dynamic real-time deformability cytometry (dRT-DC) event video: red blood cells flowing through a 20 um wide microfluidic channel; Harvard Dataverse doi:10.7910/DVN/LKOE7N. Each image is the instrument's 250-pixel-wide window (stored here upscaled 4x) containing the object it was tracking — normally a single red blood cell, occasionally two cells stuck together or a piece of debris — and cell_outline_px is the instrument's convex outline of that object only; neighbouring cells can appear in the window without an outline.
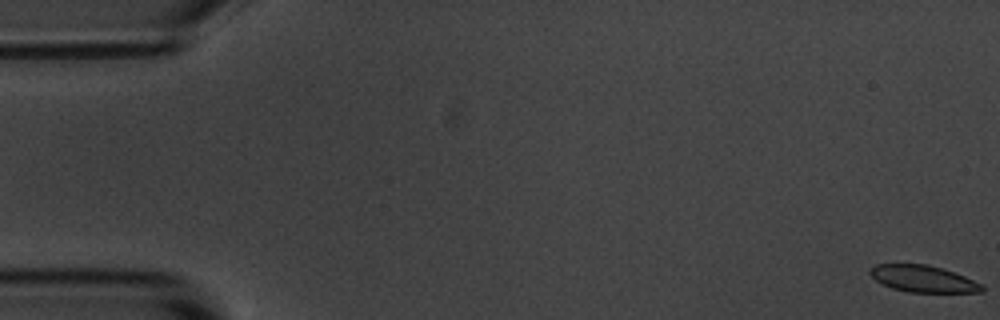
{"species": "common noctule bat (a hibernating species)", "species_latin": "Nyctalus noctula", "temperature_condition": "room temperature", "stored_images_in_passage": 57, "camera_frame_rate_fps": 3000, "um_per_image_px": 0.085, "animal": {"sex": "male", "body_mass_g": 20.1, "forearm_length_mm": 53.5}, "frame": {"image": 1, "passage_image": 1, "time_ms": 0.0, "image_size_px": [1000, 320], "cell_outline_px": [[984, 292], [908, 292], [892, 288], [876, 280], [868, 272], [868, 268], [876, 264], [928, 264], [964, 276], [984, 284]], "centroid_in_image_um": [78.47, 23.69], "position_along_channel_um": 6.5, "area_um2": 17.4}}
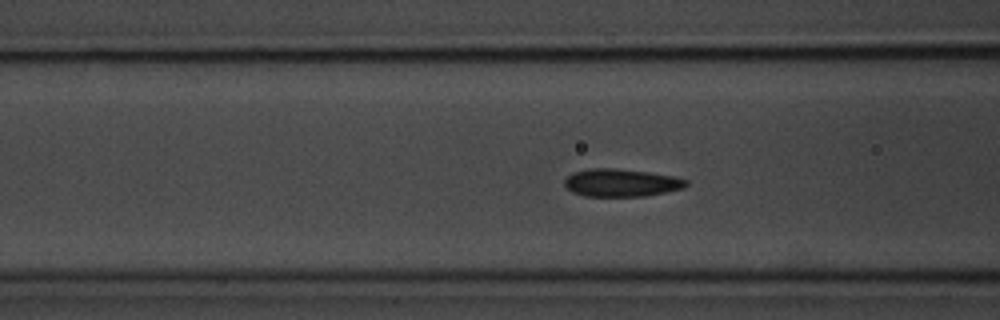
{"frame": {"image": 2, "passage_image": 22, "time_ms": 7.0, "image_size_px": [1000, 320], "cell_outline_px": [[688, 184], [684, 188], [644, 196], [584, 196], [572, 192], [564, 184], [564, 180], [572, 172], [588, 168], [612, 168], [648, 172], [672, 176], [688, 180]], "centroid_in_image_um": [52.78, 15.53], "position_along_channel_um": 113.8, "area_um2": 19.59}}
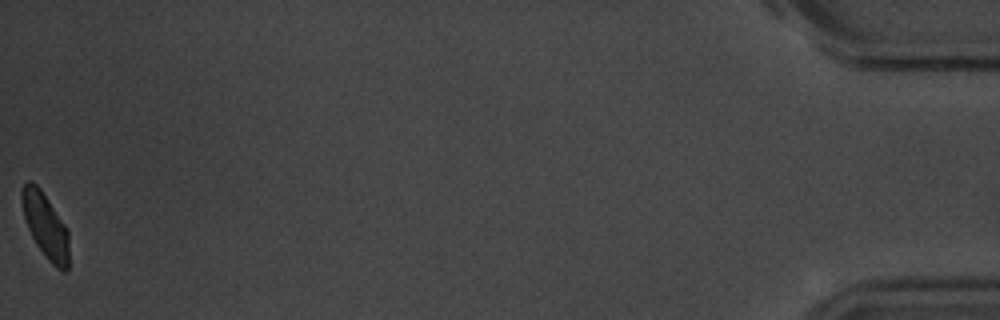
{"frame": {"image": 3, "passage_image": 57, "time_ms": 18.667, "image_size_px": [1000, 320], "cell_outline_px": [[68, 268], [64, 272], [56, 268], [48, 260], [36, 244], [24, 220], [20, 196], [20, 192], [24, 184], [28, 180], [32, 180], [40, 188], [64, 224], [68, 232]], "centroid_in_image_um": [3.83, 19.16], "position_along_channel_um": 431.4, "area_um2": 17.8}, "authors_computed_cell_mechanics": {"area_um2": 19.2474, "velocity_mm_per_s": 3.5671, "shape_relaxation_time_tau1_ms": null, "shape_relaxation_time_tau2_ms": 1.4364, "deformation_change_tau1": null, "deformation_change_tau2": 0.0445}}